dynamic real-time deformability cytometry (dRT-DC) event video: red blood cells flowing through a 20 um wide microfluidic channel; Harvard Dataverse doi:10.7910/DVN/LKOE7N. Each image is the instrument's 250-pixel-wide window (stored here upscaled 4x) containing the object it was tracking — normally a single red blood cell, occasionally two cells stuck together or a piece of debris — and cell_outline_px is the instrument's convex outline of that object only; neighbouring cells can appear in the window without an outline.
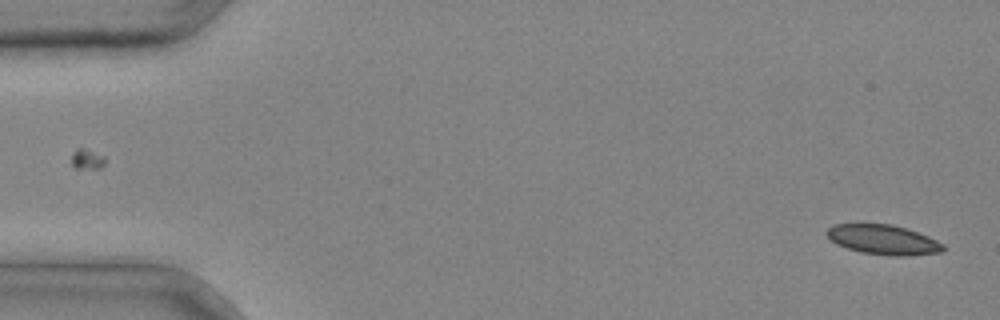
{"species": "common noctule bat (a hibernating species)", "species_latin": "Nyctalus noctula", "temperature_condition": "cold", "stored_images_in_passage": 37, "camera_frame_rate_fps": 3000, "um_per_image_px": 0.085, "animal": {"sex": "male", "body_mass_g": 20.4}, "frame": {"image": 1, "passage_image": 1, "time_ms": 0.0, "image_size_px": [1000, 320], "cell_outline_px": [[944, 252], [904, 256], [896, 256], [860, 252], [836, 244], [828, 236], [828, 228], [836, 224], [856, 220], [892, 224], [928, 236], [944, 244]], "centroid_in_image_um": [75.04, 20.32], "position_along_channel_um": 10.0, "area_um2": 20.69}}
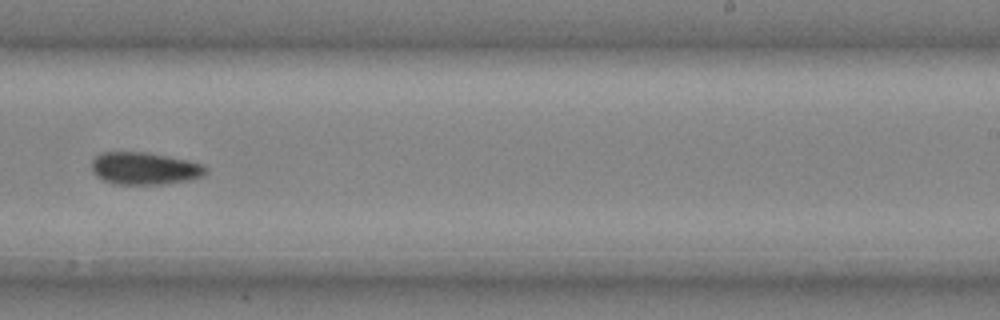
{"frame": {"image": 2, "passage_image": 24, "time_ms": 7.667, "image_size_px": [1000, 320], "cell_outline_px": [[208, 168], [204, 176], [192, 180], [160, 184], [112, 184], [96, 176], [92, 172], [92, 160], [96, 156], [104, 152], [148, 152], [188, 160], [204, 164]], "centroid_in_image_um": [12.32, 14.32], "position_along_channel_um": 276.7, "area_um2": 21.73}}
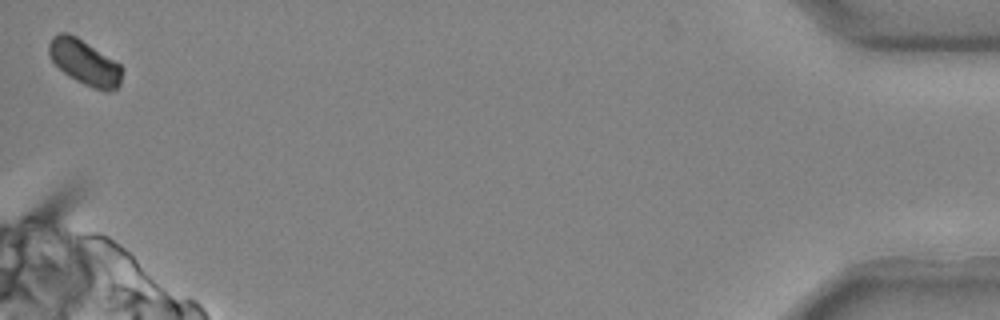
{"frame": {"image": 3, "passage_image": 37, "time_ms": 12.0, "image_size_px": [1000, 320], "cell_outline_px": [[124, 68], [120, 84], [116, 88], [108, 92], [104, 92], [92, 88], [76, 80], [64, 72], [52, 60], [48, 52], [48, 44], [52, 36], [60, 32], [68, 32], [76, 36], [120, 64]], "centroid_in_image_um": [7.21, 5.31], "position_along_channel_um": 428.0, "area_um2": 19.25}}